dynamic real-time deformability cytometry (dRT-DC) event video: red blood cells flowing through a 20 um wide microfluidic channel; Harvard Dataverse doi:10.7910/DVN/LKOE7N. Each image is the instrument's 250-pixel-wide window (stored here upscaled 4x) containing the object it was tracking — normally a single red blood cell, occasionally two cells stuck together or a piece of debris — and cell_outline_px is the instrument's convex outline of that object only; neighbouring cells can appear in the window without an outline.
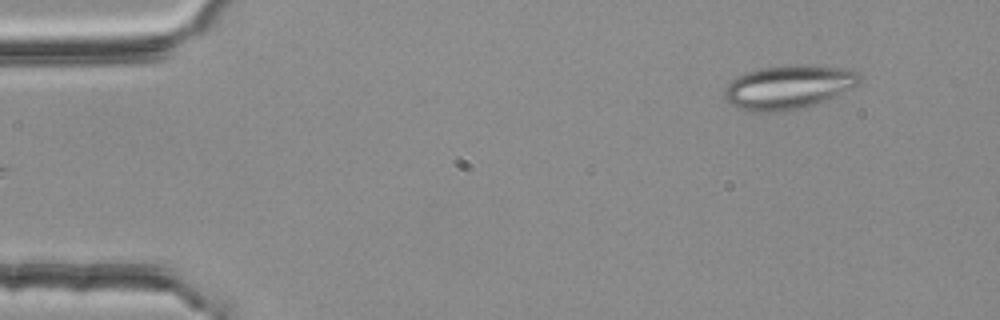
{"species": "common noctule bat (a hibernating species)", "species_latin": "Nyctalus noctula", "temperature_condition": "room temperature", "stored_images_in_passage": 4, "camera_frame_rate_fps": 3000, "um_per_image_px": 0.085, "animal": {"sex": "female", "body_mass_g": 25.1}, "frame": {"image": 1, "passage_image": 4, "time_ms": 1.0, "image_size_px": [1000, 320], "cell_outline_px": [[860, 80], [852, 88], [824, 100], [800, 108], [780, 112], [752, 112], [728, 104], [724, 96], [724, 88], [736, 76], [760, 68], [792, 64], [800, 64], [840, 68], [856, 72], [860, 76]], "centroid_in_image_um": [66.94, 7.4], "position_along_channel_um": 18.1, "area_um2": 34.22}}